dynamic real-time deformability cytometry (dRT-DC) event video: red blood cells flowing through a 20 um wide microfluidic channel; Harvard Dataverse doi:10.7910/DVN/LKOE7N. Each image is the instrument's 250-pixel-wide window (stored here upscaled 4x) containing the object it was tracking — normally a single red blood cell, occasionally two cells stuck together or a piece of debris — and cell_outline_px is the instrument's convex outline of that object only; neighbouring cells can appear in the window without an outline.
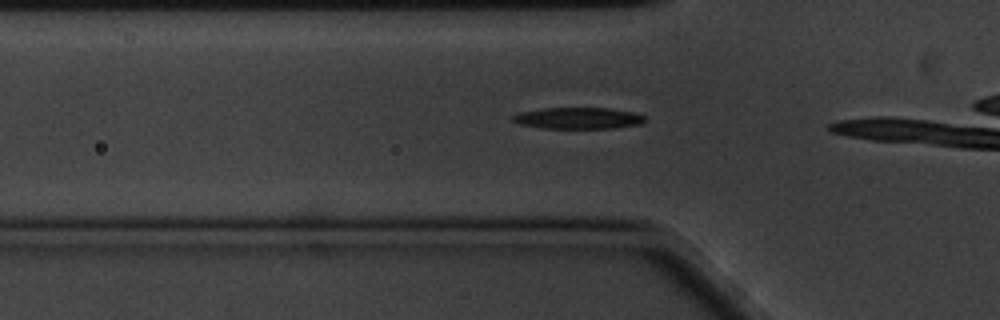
{"species": "common noctule bat (a hibernating species)", "species_latin": "Nyctalus noctula", "temperature_condition": "cold", "stored_images_in_passage": 7, "camera_frame_rate_fps": 3000, "um_per_image_px": 0.085, "animal": {"sex": "male", "body_mass_g": 20.1, "forearm_length_mm": 53.5}, "frame": {"image": 1, "passage_image": 4, "time_ms": 1.0, "image_size_px": [1000, 320], "cell_outline_px": [[644, 120], [640, 124], [612, 128], [540, 128], [520, 124], [512, 120], [512, 116], [520, 112], [540, 108], [612, 108], [632, 112], [644, 116]], "centroid_in_image_um": [49.11, 10.04], "position_along_channel_um": 76.7, "area_um2": 16.42}}